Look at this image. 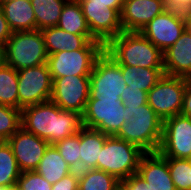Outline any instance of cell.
<instances>
[{
  "label": "cell",
  "instance_id": "17",
  "mask_svg": "<svg viewBox=\"0 0 191 190\" xmlns=\"http://www.w3.org/2000/svg\"><path fill=\"white\" fill-rule=\"evenodd\" d=\"M164 55V74L191 80V28L187 27L180 38Z\"/></svg>",
  "mask_w": 191,
  "mask_h": 190
},
{
  "label": "cell",
  "instance_id": "34",
  "mask_svg": "<svg viewBox=\"0 0 191 190\" xmlns=\"http://www.w3.org/2000/svg\"><path fill=\"white\" fill-rule=\"evenodd\" d=\"M79 172L74 170L52 185V190H78Z\"/></svg>",
  "mask_w": 191,
  "mask_h": 190
},
{
  "label": "cell",
  "instance_id": "16",
  "mask_svg": "<svg viewBox=\"0 0 191 190\" xmlns=\"http://www.w3.org/2000/svg\"><path fill=\"white\" fill-rule=\"evenodd\" d=\"M168 8V0H125L120 22L125 32H140L155 16Z\"/></svg>",
  "mask_w": 191,
  "mask_h": 190
},
{
  "label": "cell",
  "instance_id": "14",
  "mask_svg": "<svg viewBox=\"0 0 191 190\" xmlns=\"http://www.w3.org/2000/svg\"><path fill=\"white\" fill-rule=\"evenodd\" d=\"M90 93V76H64L55 78L50 101L62 110L84 113Z\"/></svg>",
  "mask_w": 191,
  "mask_h": 190
},
{
  "label": "cell",
  "instance_id": "36",
  "mask_svg": "<svg viewBox=\"0 0 191 190\" xmlns=\"http://www.w3.org/2000/svg\"><path fill=\"white\" fill-rule=\"evenodd\" d=\"M12 33L13 32L10 29L0 6V43L5 45L9 38L12 36Z\"/></svg>",
  "mask_w": 191,
  "mask_h": 190
},
{
  "label": "cell",
  "instance_id": "24",
  "mask_svg": "<svg viewBox=\"0 0 191 190\" xmlns=\"http://www.w3.org/2000/svg\"><path fill=\"white\" fill-rule=\"evenodd\" d=\"M57 27L69 33L92 36L78 0L65 3Z\"/></svg>",
  "mask_w": 191,
  "mask_h": 190
},
{
  "label": "cell",
  "instance_id": "7",
  "mask_svg": "<svg viewBox=\"0 0 191 190\" xmlns=\"http://www.w3.org/2000/svg\"><path fill=\"white\" fill-rule=\"evenodd\" d=\"M100 41H90L75 51H60L48 55L47 66L52 80L64 76H90L96 59L103 53Z\"/></svg>",
  "mask_w": 191,
  "mask_h": 190
},
{
  "label": "cell",
  "instance_id": "13",
  "mask_svg": "<svg viewBox=\"0 0 191 190\" xmlns=\"http://www.w3.org/2000/svg\"><path fill=\"white\" fill-rule=\"evenodd\" d=\"M163 157L191 159V118L182 114L163 121L162 139L157 151Z\"/></svg>",
  "mask_w": 191,
  "mask_h": 190
},
{
  "label": "cell",
  "instance_id": "5",
  "mask_svg": "<svg viewBox=\"0 0 191 190\" xmlns=\"http://www.w3.org/2000/svg\"><path fill=\"white\" fill-rule=\"evenodd\" d=\"M145 154L138 146L114 135L108 136L102 147L96 169L122 181L138 172L139 162Z\"/></svg>",
  "mask_w": 191,
  "mask_h": 190
},
{
  "label": "cell",
  "instance_id": "38",
  "mask_svg": "<svg viewBox=\"0 0 191 190\" xmlns=\"http://www.w3.org/2000/svg\"><path fill=\"white\" fill-rule=\"evenodd\" d=\"M191 6V0H168V7L185 12Z\"/></svg>",
  "mask_w": 191,
  "mask_h": 190
},
{
  "label": "cell",
  "instance_id": "15",
  "mask_svg": "<svg viewBox=\"0 0 191 190\" xmlns=\"http://www.w3.org/2000/svg\"><path fill=\"white\" fill-rule=\"evenodd\" d=\"M21 172L35 171L50 145L22 126L8 139Z\"/></svg>",
  "mask_w": 191,
  "mask_h": 190
},
{
  "label": "cell",
  "instance_id": "43",
  "mask_svg": "<svg viewBox=\"0 0 191 190\" xmlns=\"http://www.w3.org/2000/svg\"><path fill=\"white\" fill-rule=\"evenodd\" d=\"M116 190H125V188L120 184Z\"/></svg>",
  "mask_w": 191,
  "mask_h": 190
},
{
  "label": "cell",
  "instance_id": "40",
  "mask_svg": "<svg viewBox=\"0 0 191 190\" xmlns=\"http://www.w3.org/2000/svg\"><path fill=\"white\" fill-rule=\"evenodd\" d=\"M188 27L191 28V6L184 12Z\"/></svg>",
  "mask_w": 191,
  "mask_h": 190
},
{
  "label": "cell",
  "instance_id": "20",
  "mask_svg": "<svg viewBox=\"0 0 191 190\" xmlns=\"http://www.w3.org/2000/svg\"><path fill=\"white\" fill-rule=\"evenodd\" d=\"M47 54L60 51H75L84 48L90 41H98L93 36H83L66 32L57 26L40 30Z\"/></svg>",
  "mask_w": 191,
  "mask_h": 190
},
{
  "label": "cell",
  "instance_id": "33",
  "mask_svg": "<svg viewBox=\"0 0 191 190\" xmlns=\"http://www.w3.org/2000/svg\"><path fill=\"white\" fill-rule=\"evenodd\" d=\"M148 92L144 90L125 87L121 101L127 109H137L138 107L147 104Z\"/></svg>",
  "mask_w": 191,
  "mask_h": 190
},
{
  "label": "cell",
  "instance_id": "29",
  "mask_svg": "<svg viewBox=\"0 0 191 190\" xmlns=\"http://www.w3.org/2000/svg\"><path fill=\"white\" fill-rule=\"evenodd\" d=\"M176 190H191V159L164 157Z\"/></svg>",
  "mask_w": 191,
  "mask_h": 190
},
{
  "label": "cell",
  "instance_id": "23",
  "mask_svg": "<svg viewBox=\"0 0 191 190\" xmlns=\"http://www.w3.org/2000/svg\"><path fill=\"white\" fill-rule=\"evenodd\" d=\"M128 88L149 92L164 75V68H142L119 65Z\"/></svg>",
  "mask_w": 191,
  "mask_h": 190
},
{
  "label": "cell",
  "instance_id": "2",
  "mask_svg": "<svg viewBox=\"0 0 191 190\" xmlns=\"http://www.w3.org/2000/svg\"><path fill=\"white\" fill-rule=\"evenodd\" d=\"M104 51L119 65L164 68L163 52L140 32L122 31L104 46Z\"/></svg>",
  "mask_w": 191,
  "mask_h": 190
},
{
  "label": "cell",
  "instance_id": "27",
  "mask_svg": "<svg viewBox=\"0 0 191 190\" xmlns=\"http://www.w3.org/2000/svg\"><path fill=\"white\" fill-rule=\"evenodd\" d=\"M0 105L18 109V74L7 64L0 67Z\"/></svg>",
  "mask_w": 191,
  "mask_h": 190
},
{
  "label": "cell",
  "instance_id": "39",
  "mask_svg": "<svg viewBox=\"0 0 191 190\" xmlns=\"http://www.w3.org/2000/svg\"><path fill=\"white\" fill-rule=\"evenodd\" d=\"M6 64L5 45L0 43V67Z\"/></svg>",
  "mask_w": 191,
  "mask_h": 190
},
{
  "label": "cell",
  "instance_id": "22",
  "mask_svg": "<svg viewBox=\"0 0 191 190\" xmlns=\"http://www.w3.org/2000/svg\"><path fill=\"white\" fill-rule=\"evenodd\" d=\"M51 185L73 172L54 145H49L35 170Z\"/></svg>",
  "mask_w": 191,
  "mask_h": 190
},
{
  "label": "cell",
  "instance_id": "26",
  "mask_svg": "<svg viewBox=\"0 0 191 190\" xmlns=\"http://www.w3.org/2000/svg\"><path fill=\"white\" fill-rule=\"evenodd\" d=\"M120 184L121 181L115 176L102 170L79 172L78 190H116Z\"/></svg>",
  "mask_w": 191,
  "mask_h": 190
},
{
  "label": "cell",
  "instance_id": "18",
  "mask_svg": "<svg viewBox=\"0 0 191 190\" xmlns=\"http://www.w3.org/2000/svg\"><path fill=\"white\" fill-rule=\"evenodd\" d=\"M138 175L151 190H176L167 160L158 152L145 153L139 162Z\"/></svg>",
  "mask_w": 191,
  "mask_h": 190
},
{
  "label": "cell",
  "instance_id": "8",
  "mask_svg": "<svg viewBox=\"0 0 191 190\" xmlns=\"http://www.w3.org/2000/svg\"><path fill=\"white\" fill-rule=\"evenodd\" d=\"M119 64L105 51L96 59L90 74L88 99L121 101L126 87Z\"/></svg>",
  "mask_w": 191,
  "mask_h": 190
},
{
  "label": "cell",
  "instance_id": "35",
  "mask_svg": "<svg viewBox=\"0 0 191 190\" xmlns=\"http://www.w3.org/2000/svg\"><path fill=\"white\" fill-rule=\"evenodd\" d=\"M125 190H151L149 184L145 182L140 175L133 174L121 181Z\"/></svg>",
  "mask_w": 191,
  "mask_h": 190
},
{
  "label": "cell",
  "instance_id": "42",
  "mask_svg": "<svg viewBox=\"0 0 191 190\" xmlns=\"http://www.w3.org/2000/svg\"><path fill=\"white\" fill-rule=\"evenodd\" d=\"M7 143H8V139L0 134V148H2Z\"/></svg>",
  "mask_w": 191,
  "mask_h": 190
},
{
  "label": "cell",
  "instance_id": "9",
  "mask_svg": "<svg viewBox=\"0 0 191 190\" xmlns=\"http://www.w3.org/2000/svg\"><path fill=\"white\" fill-rule=\"evenodd\" d=\"M191 80L164 74L148 92L147 104L162 121L181 113L186 86Z\"/></svg>",
  "mask_w": 191,
  "mask_h": 190
},
{
  "label": "cell",
  "instance_id": "1",
  "mask_svg": "<svg viewBox=\"0 0 191 190\" xmlns=\"http://www.w3.org/2000/svg\"><path fill=\"white\" fill-rule=\"evenodd\" d=\"M21 126L53 145L79 132L83 124L78 112L62 110L52 101H47L24 107Z\"/></svg>",
  "mask_w": 191,
  "mask_h": 190
},
{
  "label": "cell",
  "instance_id": "12",
  "mask_svg": "<svg viewBox=\"0 0 191 190\" xmlns=\"http://www.w3.org/2000/svg\"><path fill=\"white\" fill-rule=\"evenodd\" d=\"M187 27L185 13L168 7L146 24L140 33L164 52L180 38Z\"/></svg>",
  "mask_w": 191,
  "mask_h": 190
},
{
  "label": "cell",
  "instance_id": "4",
  "mask_svg": "<svg viewBox=\"0 0 191 190\" xmlns=\"http://www.w3.org/2000/svg\"><path fill=\"white\" fill-rule=\"evenodd\" d=\"M125 0H78L91 35L104 46L123 29L120 13Z\"/></svg>",
  "mask_w": 191,
  "mask_h": 190
},
{
  "label": "cell",
  "instance_id": "21",
  "mask_svg": "<svg viewBox=\"0 0 191 190\" xmlns=\"http://www.w3.org/2000/svg\"><path fill=\"white\" fill-rule=\"evenodd\" d=\"M109 135L101 131L82 127L80 129V168L78 172L96 169L102 147Z\"/></svg>",
  "mask_w": 191,
  "mask_h": 190
},
{
  "label": "cell",
  "instance_id": "30",
  "mask_svg": "<svg viewBox=\"0 0 191 190\" xmlns=\"http://www.w3.org/2000/svg\"><path fill=\"white\" fill-rule=\"evenodd\" d=\"M73 170L80 168V130L53 144Z\"/></svg>",
  "mask_w": 191,
  "mask_h": 190
},
{
  "label": "cell",
  "instance_id": "10",
  "mask_svg": "<svg viewBox=\"0 0 191 190\" xmlns=\"http://www.w3.org/2000/svg\"><path fill=\"white\" fill-rule=\"evenodd\" d=\"M130 119L127 107L122 101L108 99H88L82 114L84 127L101 131L109 136L115 135L121 124Z\"/></svg>",
  "mask_w": 191,
  "mask_h": 190
},
{
  "label": "cell",
  "instance_id": "28",
  "mask_svg": "<svg viewBox=\"0 0 191 190\" xmlns=\"http://www.w3.org/2000/svg\"><path fill=\"white\" fill-rule=\"evenodd\" d=\"M20 174L12 148L7 143L0 148V187L17 183Z\"/></svg>",
  "mask_w": 191,
  "mask_h": 190
},
{
  "label": "cell",
  "instance_id": "32",
  "mask_svg": "<svg viewBox=\"0 0 191 190\" xmlns=\"http://www.w3.org/2000/svg\"><path fill=\"white\" fill-rule=\"evenodd\" d=\"M16 184L19 190H52V185L36 171L21 172Z\"/></svg>",
  "mask_w": 191,
  "mask_h": 190
},
{
  "label": "cell",
  "instance_id": "25",
  "mask_svg": "<svg viewBox=\"0 0 191 190\" xmlns=\"http://www.w3.org/2000/svg\"><path fill=\"white\" fill-rule=\"evenodd\" d=\"M36 19V30L57 26L68 0H30Z\"/></svg>",
  "mask_w": 191,
  "mask_h": 190
},
{
  "label": "cell",
  "instance_id": "31",
  "mask_svg": "<svg viewBox=\"0 0 191 190\" xmlns=\"http://www.w3.org/2000/svg\"><path fill=\"white\" fill-rule=\"evenodd\" d=\"M21 127V110L0 105V134L9 139Z\"/></svg>",
  "mask_w": 191,
  "mask_h": 190
},
{
  "label": "cell",
  "instance_id": "37",
  "mask_svg": "<svg viewBox=\"0 0 191 190\" xmlns=\"http://www.w3.org/2000/svg\"><path fill=\"white\" fill-rule=\"evenodd\" d=\"M180 114L191 118V81L186 86L183 97L182 110Z\"/></svg>",
  "mask_w": 191,
  "mask_h": 190
},
{
  "label": "cell",
  "instance_id": "3",
  "mask_svg": "<svg viewBox=\"0 0 191 190\" xmlns=\"http://www.w3.org/2000/svg\"><path fill=\"white\" fill-rule=\"evenodd\" d=\"M129 121L121 124L114 135L138 146L145 153L157 152L162 139L163 121L148 105L127 109Z\"/></svg>",
  "mask_w": 191,
  "mask_h": 190
},
{
  "label": "cell",
  "instance_id": "11",
  "mask_svg": "<svg viewBox=\"0 0 191 190\" xmlns=\"http://www.w3.org/2000/svg\"><path fill=\"white\" fill-rule=\"evenodd\" d=\"M18 74V109L50 101L53 80L46 64L24 68Z\"/></svg>",
  "mask_w": 191,
  "mask_h": 190
},
{
  "label": "cell",
  "instance_id": "6",
  "mask_svg": "<svg viewBox=\"0 0 191 190\" xmlns=\"http://www.w3.org/2000/svg\"><path fill=\"white\" fill-rule=\"evenodd\" d=\"M6 64L16 71L46 64L48 54L40 30L13 32L5 44Z\"/></svg>",
  "mask_w": 191,
  "mask_h": 190
},
{
  "label": "cell",
  "instance_id": "19",
  "mask_svg": "<svg viewBox=\"0 0 191 190\" xmlns=\"http://www.w3.org/2000/svg\"><path fill=\"white\" fill-rule=\"evenodd\" d=\"M0 6L12 32L36 30V19L30 0H0Z\"/></svg>",
  "mask_w": 191,
  "mask_h": 190
},
{
  "label": "cell",
  "instance_id": "41",
  "mask_svg": "<svg viewBox=\"0 0 191 190\" xmlns=\"http://www.w3.org/2000/svg\"><path fill=\"white\" fill-rule=\"evenodd\" d=\"M0 190H19L16 183L0 187Z\"/></svg>",
  "mask_w": 191,
  "mask_h": 190
}]
</instances>
